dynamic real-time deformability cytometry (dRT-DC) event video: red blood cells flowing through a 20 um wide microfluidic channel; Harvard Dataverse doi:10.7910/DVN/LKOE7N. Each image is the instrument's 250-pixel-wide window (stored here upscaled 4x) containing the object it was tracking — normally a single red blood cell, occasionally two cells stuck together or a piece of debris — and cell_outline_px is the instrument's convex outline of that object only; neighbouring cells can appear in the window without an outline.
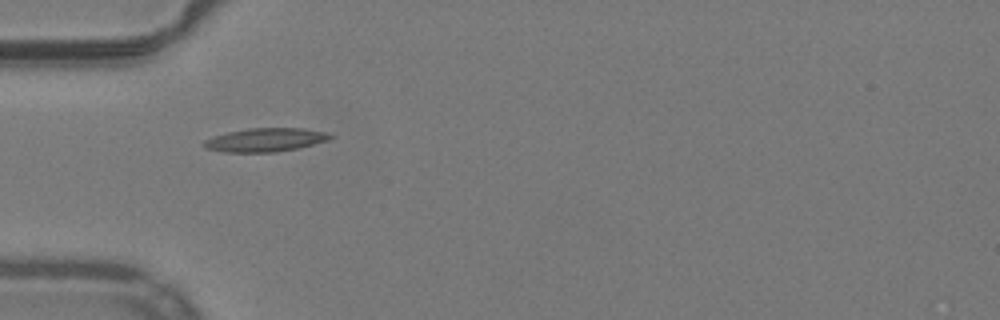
{"species": "common noctule bat (a hibernating species)", "species_latin": "Nyctalus noctula", "temperature_condition": "warm", "stored_images_in_passage": 32, "camera_frame_rate_fps": 3000, "um_per_image_px": 0.085, "animal": {"sex": "male", "body_mass_g": 19.2, "forearm_length_mm": 51.8}, "frame": {"image": 1, "passage_image": 1, "time_ms": 0.0, "image_size_px": [1000, 320], "cell_outline_px": [[336, 136], [328, 140], [296, 148], [276, 152], [224, 152], [204, 148], [200, 144], [204, 140], [212, 136], [228, 132], [248, 128], [304, 128], [328, 132]], "centroid_in_image_um": [22.53, 11.88], "position_along_channel_um": 62.5, "area_um2": 17.51}}
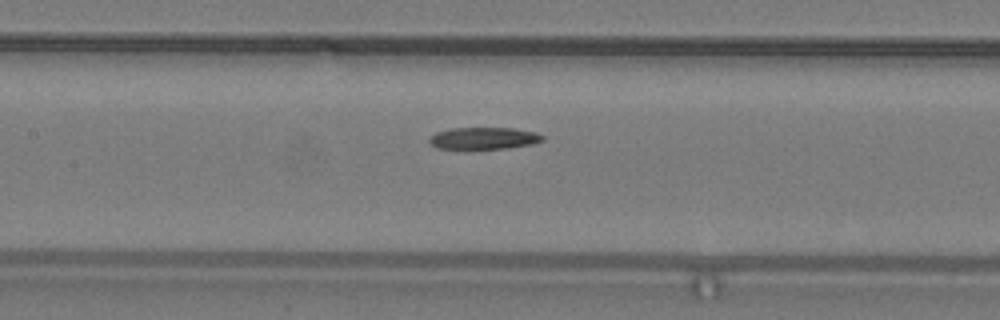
{"frame": {"image": 2, "passage_image": 9, "time_ms": 2.667, "image_size_px": [1000, 320], "cell_outline_px": [[544, 140], [532, 144], [508, 148], [436, 148], [428, 140], [436, 132], [452, 128], [512, 128], [536, 132], [544, 136]], "centroid_in_image_um": [41.16, 11.74], "position_along_channel_um": 166.2, "area_um2": 14.28}}
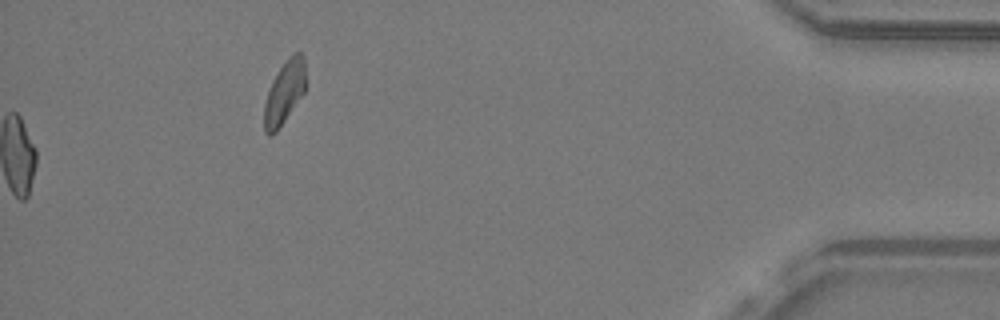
{"frame": {"image": 3, "passage_image": 32, "time_ms": 10.333, "image_size_px": [1000, 320], "cell_outline_px": [[304, 92], [276, 132], [268, 136], [264, 132], [264, 104], [268, 88], [272, 80], [288, 56], [292, 52], [300, 52], [304, 56]], "centroid_in_image_um": [24.14, 7.85], "position_along_channel_um": 411.1, "area_um2": 15.09}}